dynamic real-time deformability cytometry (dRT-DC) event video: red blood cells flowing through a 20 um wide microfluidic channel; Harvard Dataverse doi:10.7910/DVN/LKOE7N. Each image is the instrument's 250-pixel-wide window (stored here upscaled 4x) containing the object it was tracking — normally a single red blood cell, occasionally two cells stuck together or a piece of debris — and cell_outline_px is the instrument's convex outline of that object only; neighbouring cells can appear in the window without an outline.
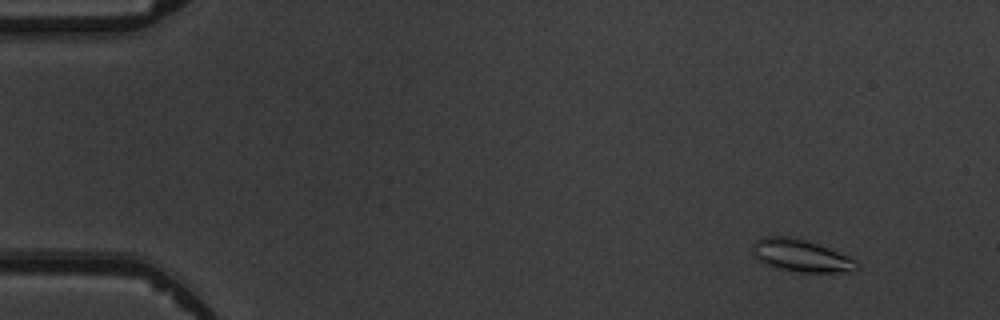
{"species": "common noctule bat (a hibernating species)", "species_latin": "Nyctalus noctula", "temperature_condition": "warm", "stored_images_in_passage": 6, "camera_frame_rate_fps": 3000, "um_per_image_px": 0.085, "animal": {"sex": "male", "body_mass_g": 19.5, "forearm_length_mm": 54.6}, "frame": {"image": 1, "passage_image": 2, "time_ms": 1.333, "image_size_px": [1000, 320], "cell_outline_px": [[860, 268], [856, 272], [800, 272], [772, 268], [764, 264], [752, 252], [752, 244], [756, 240], [764, 236], [788, 236], [808, 240], [856, 260], [860, 264]], "centroid_in_image_um": [68.09, 21.74], "position_along_channel_um": 16.9, "area_um2": 19.88}}